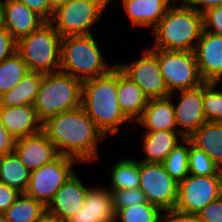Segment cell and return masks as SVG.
<instances>
[{"mask_svg": "<svg viewBox=\"0 0 222 222\" xmlns=\"http://www.w3.org/2000/svg\"><path fill=\"white\" fill-rule=\"evenodd\" d=\"M42 130L59 155L79 163L97 160L98 144L106 137L82 106L59 113L45 122Z\"/></svg>", "mask_w": 222, "mask_h": 222, "instance_id": "obj_1", "label": "cell"}, {"mask_svg": "<svg viewBox=\"0 0 222 222\" xmlns=\"http://www.w3.org/2000/svg\"><path fill=\"white\" fill-rule=\"evenodd\" d=\"M118 67L106 74L82 82L81 106L106 136L119 132V126L131 121L118 104Z\"/></svg>", "mask_w": 222, "mask_h": 222, "instance_id": "obj_2", "label": "cell"}, {"mask_svg": "<svg viewBox=\"0 0 222 222\" xmlns=\"http://www.w3.org/2000/svg\"><path fill=\"white\" fill-rule=\"evenodd\" d=\"M179 3H172L153 29L155 42L149 49L194 51L204 30L203 14L183 1Z\"/></svg>", "mask_w": 222, "mask_h": 222, "instance_id": "obj_3", "label": "cell"}, {"mask_svg": "<svg viewBox=\"0 0 222 222\" xmlns=\"http://www.w3.org/2000/svg\"><path fill=\"white\" fill-rule=\"evenodd\" d=\"M81 97L82 82L59 70L43 74L33 107L43 125L59 113L80 107Z\"/></svg>", "mask_w": 222, "mask_h": 222, "instance_id": "obj_4", "label": "cell"}, {"mask_svg": "<svg viewBox=\"0 0 222 222\" xmlns=\"http://www.w3.org/2000/svg\"><path fill=\"white\" fill-rule=\"evenodd\" d=\"M99 48L93 35L62 38L60 70L81 82L108 73L115 65H106Z\"/></svg>", "mask_w": 222, "mask_h": 222, "instance_id": "obj_5", "label": "cell"}, {"mask_svg": "<svg viewBox=\"0 0 222 222\" xmlns=\"http://www.w3.org/2000/svg\"><path fill=\"white\" fill-rule=\"evenodd\" d=\"M62 37L46 21L39 28L17 40L16 52L30 71L50 73L60 70Z\"/></svg>", "mask_w": 222, "mask_h": 222, "instance_id": "obj_6", "label": "cell"}, {"mask_svg": "<svg viewBox=\"0 0 222 222\" xmlns=\"http://www.w3.org/2000/svg\"><path fill=\"white\" fill-rule=\"evenodd\" d=\"M111 0H69L53 11L49 21L62 38L92 35L90 28L103 15Z\"/></svg>", "mask_w": 222, "mask_h": 222, "instance_id": "obj_7", "label": "cell"}, {"mask_svg": "<svg viewBox=\"0 0 222 222\" xmlns=\"http://www.w3.org/2000/svg\"><path fill=\"white\" fill-rule=\"evenodd\" d=\"M150 50L157 56L170 95L175 96V90L194 89L205 83L199 73L194 51Z\"/></svg>", "mask_w": 222, "mask_h": 222, "instance_id": "obj_8", "label": "cell"}, {"mask_svg": "<svg viewBox=\"0 0 222 222\" xmlns=\"http://www.w3.org/2000/svg\"><path fill=\"white\" fill-rule=\"evenodd\" d=\"M146 201L162 212L175 209L179 183L165 170L162 163L140 162V187Z\"/></svg>", "mask_w": 222, "mask_h": 222, "instance_id": "obj_9", "label": "cell"}, {"mask_svg": "<svg viewBox=\"0 0 222 222\" xmlns=\"http://www.w3.org/2000/svg\"><path fill=\"white\" fill-rule=\"evenodd\" d=\"M77 160L59 155L51 163L30 172L26 195L41 201L46 206L53 199L56 192L75 172L72 168Z\"/></svg>", "mask_w": 222, "mask_h": 222, "instance_id": "obj_10", "label": "cell"}, {"mask_svg": "<svg viewBox=\"0 0 222 222\" xmlns=\"http://www.w3.org/2000/svg\"><path fill=\"white\" fill-rule=\"evenodd\" d=\"M222 195V175H188L179 182L178 200L175 209L197 214L211 201Z\"/></svg>", "mask_w": 222, "mask_h": 222, "instance_id": "obj_11", "label": "cell"}, {"mask_svg": "<svg viewBox=\"0 0 222 222\" xmlns=\"http://www.w3.org/2000/svg\"><path fill=\"white\" fill-rule=\"evenodd\" d=\"M131 64H116L122 73L134 82L150 99L170 96L164 82L157 56L150 50Z\"/></svg>", "mask_w": 222, "mask_h": 222, "instance_id": "obj_12", "label": "cell"}, {"mask_svg": "<svg viewBox=\"0 0 222 222\" xmlns=\"http://www.w3.org/2000/svg\"><path fill=\"white\" fill-rule=\"evenodd\" d=\"M178 92L180 101L177 105L173 103L177 131L184 138H189L206 122L203 112V84L194 89Z\"/></svg>", "mask_w": 222, "mask_h": 222, "instance_id": "obj_13", "label": "cell"}, {"mask_svg": "<svg viewBox=\"0 0 222 222\" xmlns=\"http://www.w3.org/2000/svg\"><path fill=\"white\" fill-rule=\"evenodd\" d=\"M197 66L205 82L222 79V36L203 30L194 48Z\"/></svg>", "mask_w": 222, "mask_h": 222, "instance_id": "obj_14", "label": "cell"}, {"mask_svg": "<svg viewBox=\"0 0 222 222\" xmlns=\"http://www.w3.org/2000/svg\"><path fill=\"white\" fill-rule=\"evenodd\" d=\"M88 188L74 172L46 206L47 214L59 222H66L84 205Z\"/></svg>", "mask_w": 222, "mask_h": 222, "instance_id": "obj_15", "label": "cell"}, {"mask_svg": "<svg viewBox=\"0 0 222 222\" xmlns=\"http://www.w3.org/2000/svg\"><path fill=\"white\" fill-rule=\"evenodd\" d=\"M13 150L30 171L51 163L59 156L54 144L43 130L15 140Z\"/></svg>", "mask_w": 222, "mask_h": 222, "instance_id": "obj_16", "label": "cell"}, {"mask_svg": "<svg viewBox=\"0 0 222 222\" xmlns=\"http://www.w3.org/2000/svg\"><path fill=\"white\" fill-rule=\"evenodd\" d=\"M113 198L108 188H88L84 205L66 222H115Z\"/></svg>", "mask_w": 222, "mask_h": 222, "instance_id": "obj_17", "label": "cell"}, {"mask_svg": "<svg viewBox=\"0 0 222 222\" xmlns=\"http://www.w3.org/2000/svg\"><path fill=\"white\" fill-rule=\"evenodd\" d=\"M0 123L14 140L33 135L42 130L33 105L8 107L0 105Z\"/></svg>", "mask_w": 222, "mask_h": 222, "instance_id": "obj_18", "label": "cell"}, {"mask_svg": "<svg viewBox=\"0 0 222 222\" xmlns=\"http://www.w3.org/2000/svg\"><path fill=\"white\" fill-rule=\"evenodd\" d=\"M4 27L17 41L30 34L46 21L18 0H2Z\"/></svg>", "mask_w": 222, "mask_h": 222, "instance_id": "obj_19", "label": "cell"}, {"mask_svg": "<svg viewBox=\"0 0 222 222\" xmlns=\"http://www.w3.org/2000/svg\"><path fill=\"white\" fill-rule=\"evenodd\" d=\"M172 95L165 98L150 99L142 115L136 122L143 125L147 132L177 131Z\"/></svg>", "mask_w": 222, "mask_h": 222, "instance_id": "obj_20", "label": "cell"}, {"mask_svg": "<svg viewBox=\"0 0 222 222\" xmlns=\"http://www.w3.org/2000/svg\"><path fill=\"white\" fill-rule=\"evenodd\" d=\"M176 0H122L120 3L133 26H150L153 29Z\"/></svg>", "mask_w": 222, "mask_h": 222, "instance_id": "obj_21", "label": "cell"}, {"mask_svg": "<svg viewBox=\"0 0 222 222\" xmlns=\"http://www.w3.org/2000/svg\"><path fill=\"white\" fill-rule=\"evenodd\" d=\"M183 140L184 137L178 131L146 132L142 141V149L146 155L140 162L162 163L179 142L182 143Z\"/></svg>", "mask_w": 222, "mask_h": 222, "instance_id": "obj_22", "label": "cell"}, {"mask_svg": "<svg viewBox=\"0 0 222 222\" xmlns=\"http://www.w3.org/2000/svg\"><path fill=\"white\" fill-rule=\"evenodd\" d=\"M118 104L123 113L131 120L136 121L147 106L148 98L143 91L118 68Z\"/></svg>", "mask_w": 222, "mask_h": 222, "instance_id": "obj_23", "label": "cell"}, {"mask_svg": "<svg viewBox=\"0 0 222 222\" xmlns=\"http://www.w3.org/2000/svg\"><path fill=\"white\" fill-rule=\"evenodd\" d=\"M189 139L222 169V123L206 121Z\"/></svg>", "mask_w": 222, "mask_h": 222, "instance_id": "obj_24", "label": "cell"}, {"mask_svg": "<svg viewBox=\"0 0 222 222\" xmlns=\"http://www.w3.org/2000/svg\"><path fill=\"white\" fill-rule=\"evenodd\" d=\"M43 74L34 71L28 72L13 89L0 97V105L8 107L33 105L39 92Z\"/></svg>", "mask_w": 222, "mask_h": 222, "instance_id": "obj_25", "label": "cell"}, {"mask_svg": "<svg viewBox=\"0 0 222 222\" xmlns=\"http://www.w3.org/2000/svg\"><path fill=\"white\" fill-rule=\"evenodd\" d=\"M30 170L13 150L0 156V182L24 193L30 179Z\"/></svg>", "mask_w": 222, "mask_h": 222, "instance_id": "obj_26", "label": "cell"}, {"mask_svg": "<svg viewBox=\"0 0 222 222\" xmlns=\"http://www.w3.org/2000/svg\"><path fill=\"white\" fill-rule=\"evenodd\" d=\"M46 214V205L25 193H21L4 212L8 222H37Z\"/></svg>", "mask_w": 222, "mask_h": 222, "instance_id": "obj_27", "label": "cell"}, {"mask_svg": "<svg viewBox=\"0 0 222 222\" xmlns=\"http://www.w3.org/2000/svg\"><path fill=\"white\" fill-rule=\"evenodd\" d=\"M110 191L134 189L140 187V161L135 159H122L113 165L111 170Z\"/></svg>", "mask_w": 222, "mask_h": 222, "instance_id": "obj_28", "label": "cell"}, {"mask_svg": "<svg viewBox=\"0 0 222 222\" xmlns=\"http://www.w3.org/2000/svg\"><path fill=\"white\" fill-rule=\"evenodd\" d=\"M30 72L21 56L15 52L0 63V97L13 89Z\"/></svg>", "mask_w": 222, "mask_h": 222, "instance_id": "obj_29", "label": "cell"}, {"mask_svg": "<svg viewBox=\"0 0 222 222\" xmlns=\"http://www.w3.org/2000/svg\"><path fill=\"white\" fill-rule=\"evenodd\" d=\"M184 144H178L162 162L165 170L178 183L189 175L190 139L184 138Z\"/></svg>", "mask_w": 222, "mask_h": 222, "instance_id": "obj_30", "label": "cell"}, {"mask_svg": "<svg viewBox=\"0 0 222 222\" xmlns=\"http://www.w3.org/2000/svg\"><path fill=\"white\" fill-rule=\"evenodd\" d=\"M115 212V222H162V211L148 202L124 207Z\"/></svg>", "mask_w": 222, "mask_h": 222, "instance_id": "obj_31", "label": "cell"}, {"mask_svg": "<svg viewBox=\"0 0 222 222\" xmlns=\"http://www.w3.org/2000/svg\"><path fill=\"white\" fill-rule=\"evenodd\" d=\"M189 174L195 176L222 175V169L190 140Z\"/></svg>", "mask_w": 222, "mask_h": 222, "instance_id": "obj_32", "label": "cell"}, {"mask_svg": "<svg viewBox=\"0 0 222 222\" xmlns=\"http://www.w3.org/2000/svg\"><path fill=\"white\" fill-rule=\"evenodd\" d=\"M216 84H203V112L206 121L222 123V90H217Z\"/></svg>", "mask_w": 222, "mask_h": 222, "instance_id": "obj_33", "label": "cell"}, {"mask_svg": "<svg viewBox=\"0 0 222 222\" xmlns=\"http://www.w3.org/2000/svg\"><path fill=\"white\" fill-rule=\"evenodd\" d=\"M110 192L115 211L124 207L147 203L145 195L140 188L114 190Z\"/></svg>", "mask_w": 222, "mask_h": 222, "instance_id": "obj_34", "label": "cell"}, {"mask_svg": "<svg viewBox=\"0 0 222 222\" xmlns=\"http://www.w3.org/2000/svg\"><path fill=\"white\" fill-rule=\"evenodd\" d=\"M204 30L222 36V5L203 13Z\"/></svg>", "mask_w": 222, "mask_h": 222, "instance_id": "obj_35", "label": "cell"}, {"mask_svg": "<svg viewBox=\"0 0 222 222\" xmlns=\"http://www.w3.org/2000/svg\"><path fill=\"white\" fill-rule=\"evenodd\" d=\"M197 214L203 222H222V195L211 201Z\"/></svg>", "mask_w": 222, "mask_h": 222, "instance_id": "obj_36", "label": "cell"}, {"mask_svg": "<svg viewBox=\"0 0 222 222\" xmlns=\"http://www.w3.org/2000/svg\"><path fill=\"white\" fill-rule=\"evenodd\" d=\"M17 41L5 28L0 29V63L16 52Z\"/></svg>", "mask_w": 222, "mask_h": 222, "instance_id": "obj_37", "label": "cell"}, {"mask_svg": "<svg viewBox=\"0 0 222 222\" xmlns=\"http://www.w3.org/2000/svg\"><path fill=\"white\" fill-rule=\"evenodd\" d=\"M29 7L30 10L37 13L45 21H50L54 9L51 7L49 0H18Z\"/></svg>", "mask_w": 222, "mask_h": 222, "instance_id": "obj_38", "label": "cell"}, {"mask_svg": "<svg viewBox=\"0 0 222 222\" xmlns=\"http://www.w3.org/2000/svg\"><path fill=\"white\" fill-rule=\"evenodd\" d=\"M20 194L17 189L0 182V213H4Z\"/></svg>", "mask_w": 222, "mask_h": 222, "instance_id": "obj_39", "label": "cell"}, {"mask_svg": "<svg viewBox=\"0 0 222 222\" xmlns=\"http://www.w3.org/2000/svg\"><path fill=\"white\" fill-rule=\"evenodd\" d=\"M162 222H203L198 214L184 213L170 209L162 213Z\"/></svg>", "mask_w": 222, "mask_h": 222, "instance_id": "obj_40", "label": "cell"}, {"mask_svg": "<svg viewBox=\"0 0 222 222\" xmlns=\"http://www.w3.org/2000/svg\"><path fill=\"white\" fill-rule=\"evenodd\" d=\"M181 1H183L187 6L195 9L197 12H200L201 14H203L205 11L211 8L222 5V0H181Z\"/></svg>", "mask_w": 222, "mask_h": 222, "instance_id": "obj_41", "label": "cell"}, {"mask_svg": "<svg viewBox=\"0 0 222 222\" xmlns=\"http://www.w3.org/2000/svg\"><path fill=\"white\" fill-rule=\"evenodd\" d=\"M14 141L15 140L0 123V156L13 151Z\"/></svg>", "mask_w": 222, "mask_h": 222, "instance_id": "obj_42", "label": "cell"}, {"mask_svg": "<svg viewBox=\"0 0 222 222\" xmlns=\"http://www.w3.org/2000/svg\"><path fill=\"white\" fill-rule=\"evenodd\" d=\"M67 1H69V0H49V3L51 5V7L53 9H55L56 7H58L61 4L66 3Z\"/></svg>", "mask_w": 222, "mask_h": 222, "instance_id": "obj_43", "label": "cell"}, {"mask_svg": "<svg viewBox=\"0 0 222 222\" xmlns=\"http://www.w3.org/2000/svg\"><path fill=\"white\" fill-rule=\"evenodd\" d=\"M37 222H59V221L55 217L46 214L41 220H38Z\"/></svg>", "mask_w": 222, "mask_h": 222, "instance_id": "obj_44", "label": "cell"}, {"mask_svg": "<svg viewBox=\"0 0 222 222\" xmlns=\"http://www.w3.org/2000/svg\"><path fill=\"white\" fill-rule=\"evenodd\" d=\"M4 27L3 22V7H2V0H0V29Z\"/></svg>", "mask_w": 222, "mask_h": 222, "instance_id": "obj_45", "label": "cell"}, {"mask_svg": "<svg viewBox=\"0 0 222 222\" xmlns=\"http://www.w3.org/2000/svg\"><path fill=\"white\" fill-rule=\"evenodd\" d=\"M0 222H8L6 220V217H5L4 213H0Z\"/></svg>", "mask_w": 222, "mask_h": 222, "instance_id": "obj_46", "label": "cell"}]
</instances>
